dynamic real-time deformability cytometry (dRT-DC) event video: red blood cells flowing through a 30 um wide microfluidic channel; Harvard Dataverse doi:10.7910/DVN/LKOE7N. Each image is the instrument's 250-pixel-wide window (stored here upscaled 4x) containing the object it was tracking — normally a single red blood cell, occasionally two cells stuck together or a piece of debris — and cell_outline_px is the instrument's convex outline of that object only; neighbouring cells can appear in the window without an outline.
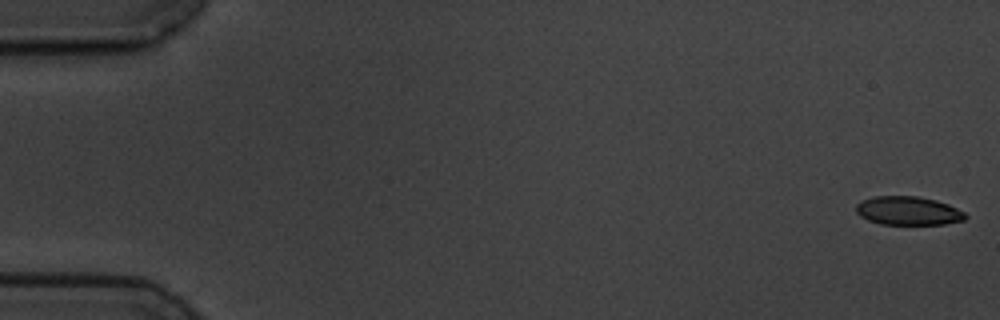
{"species": "common noctule bat (a hibernating species)", "species_latin": "Nyctalus noctula", "temperature_condition": "cold", "stored_images_in_passage": 5, "camera_frame_rate_fps": 3000, "um_per_image_px": 0.085, "animal": {"sex": "male", "body_mass_g": 19.5, "forearm_length_mm": 54.6}, "frame": {"image": 1, "passage_image": 1, "time_ms": 0.0, "image_size_px": [1000, 320], "cell_outline_px": [[968, 216], [964, 220], [944, 224], [880, 224], [868, 220], [860, 216], [856, 212], [856, 204], [872, 196], [916, 196], [936, 200], [948, 204], [964, 212]], "centroid_in_image_um": [77.19, 17.91], "position_along_channel_um": 7.8, "area_um2": 18.21}}